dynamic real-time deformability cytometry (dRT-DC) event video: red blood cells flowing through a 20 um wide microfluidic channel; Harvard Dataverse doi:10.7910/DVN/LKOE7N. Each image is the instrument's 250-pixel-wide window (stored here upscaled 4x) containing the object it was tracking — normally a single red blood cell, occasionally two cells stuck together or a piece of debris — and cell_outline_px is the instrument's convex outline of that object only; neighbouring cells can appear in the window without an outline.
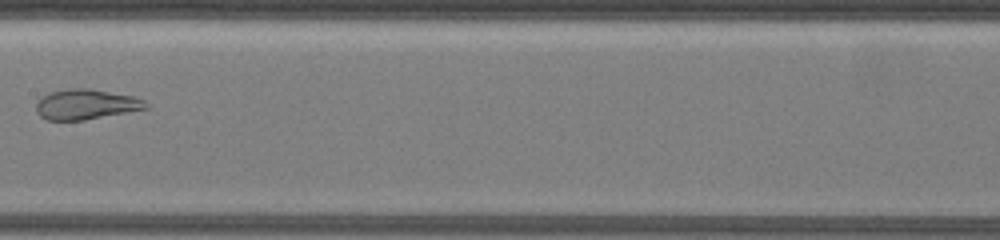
{"species": "common noctule bat (a hibernating species)", "species_latin": "Nyctalus noctula", "temperature_condition": "warm", "stored_images_in_passage": 9, "camera_frame_rate_fps": 3000, "um_per_image_px": 0.085, "animal": {"sex": "female", "body_mass_g": 19.5, "forearm_length_mm": 54.1}, "frame": {"image": 1, "passage_image": 6, "time_ms": 4.667, "image_size_px": [1000, 240], "cell_outline_px": [[152, 108], [84, 120], [48, 120], [40, 116], [36, 112], [36, 100], [48, 92], [68, 88], [88, 88], [132, 96], [144, 100]], "centroid_in_image_um": [7.3, 8.87], "position_along_channel_um": 200.1, "area_um2": 19.54}}
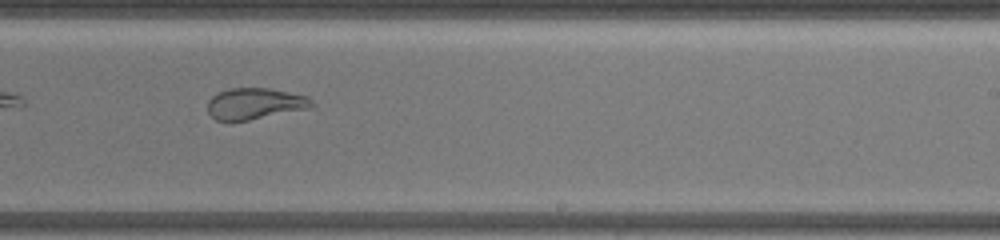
{"frame": {"image": 2, "passage_image": 8, "time_ms": 7.0, "image_size_px": [1000, 240], "cell_outline_px": [[316, 104], [312, 108], [248, 120], [216, 120], [208, 112], [208, 100], [212, 96], [228, 88], [268, 88], [308, 96]], "centroid_in_image_um": [21.71, 8.8], "position_along_channel_um": 267.3, "area_um2": 18.96}}